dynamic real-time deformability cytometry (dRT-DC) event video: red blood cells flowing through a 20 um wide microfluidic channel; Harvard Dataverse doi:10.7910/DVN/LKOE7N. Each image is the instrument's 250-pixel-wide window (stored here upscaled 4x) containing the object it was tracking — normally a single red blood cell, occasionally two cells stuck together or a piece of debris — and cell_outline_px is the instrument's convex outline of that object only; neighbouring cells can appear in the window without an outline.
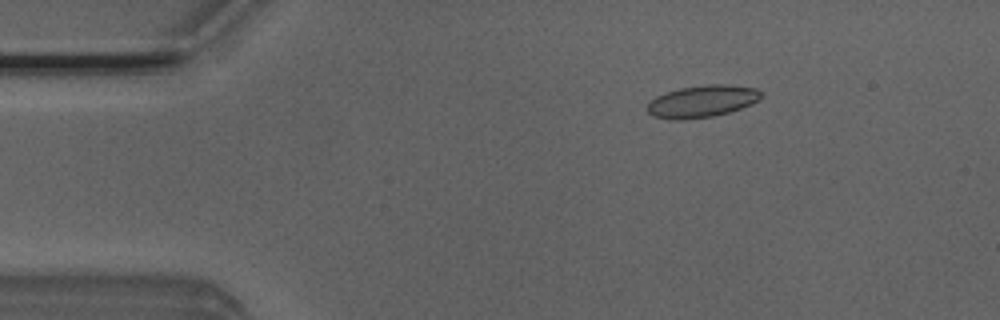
{"species": "Egyptian fruit bat (a non-hibernating species)", "species_latin": "Rousettus aegyptiacus", "temperature_condition": "room temperature", "stored_images_in_passage": 51, "camera_frame_rate_fps": 3000, "um_per_image_px": 0.085, "animal": {"sex": "male"}, "frame": {"image": 1, "passage_image": 8, "time_ms": 2.333, "image_size_px": [1000, 320], "cell_outline_px": [[764, 96], [752, 104], [728, 112], [712, 116], [684, 120], [668, 120], [652, 116], [644, 108], [656, 96], [680, 88], [708, 84], [728, 84], [756, 88], [764, 92]], "centroid_in_image_um": [59.69, 8.61], "position_along_channel_um": 25.3, "area_um2": 21.5}}
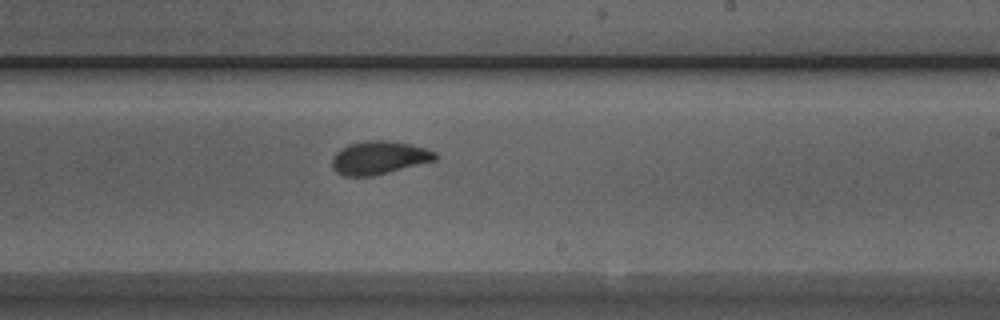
{"frame": {"image": 2, "passage_image": 30, "time_ms": 9.667, "image_size_px": [1000, 320], "cell_outline_px": [[440, 156], [436, 160], [372, 176], [344, 176], [336, 172], [332, 168], [332, 156], [340, 148], [348, 144], [364, 140], [392, 140], [424, 148], [436, 152]], "centroid_in_image_um": [32.19, 13.39], "position_along_channel_um": 256.8, "area_um2": 20.11}}
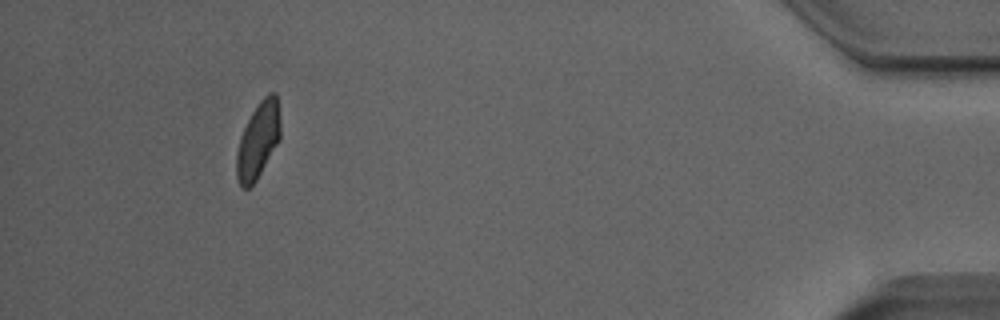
{"frame": {"image": 3, "passage_image": 47, "time_ms": 15.333, "image_size_px": [1000, 320], "cell_outline_px": [[280, 140], [256, 180], [248, 188], [244, 188], [240, 184], [236, 176], [236, 152], [240, 136], [252, 112], [260, 100], [268, 92], [276, 92], [280, 120]], "centroid_in_image_um": [21.94, 11.91], "position_along_channel_um": 413.3, "area_um2": 19.42}, "authors_computed_cell_mechanics": {"area_um2": 20.0566, "velocity_mm_per_s": 4.0074, "shape_relaxation_time_tau1_ms": 3.2449, "shape_relaxation_time_tau2_ms": 1.2807, "deformation_change_tau1": 0.1109, "deformation_change_tau2": 0.0474}}